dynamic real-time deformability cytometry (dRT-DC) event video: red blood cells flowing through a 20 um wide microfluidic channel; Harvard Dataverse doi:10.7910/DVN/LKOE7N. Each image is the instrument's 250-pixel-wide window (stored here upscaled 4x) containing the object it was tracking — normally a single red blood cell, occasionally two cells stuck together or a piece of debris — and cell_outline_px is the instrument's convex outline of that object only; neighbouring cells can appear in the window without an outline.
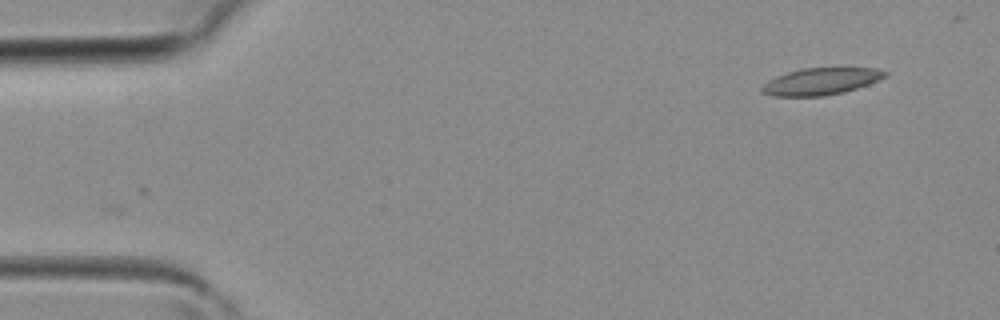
{"species": "common noctule bat (a hibernating species)", "species_latin": "Nyctalus noctula", "temperature_condition": "room temperature", "stored_images_in_passage": 2, "camera_frame_rate_fps": 3000, "um_per_image_px": 0.085, "animal": {"sex": "female", "body_mass_g": 19.3, "forearm_length_mm": 54.1}, "frame": {"image": 1, "passage_image": 2, "time_ms": 0.333, "image_size_px": [1000, 320], "cell_outline_px": [[888, 76], [868, 84], [844, 92], [824, 96], [772, 96], [760, 92], [760, 88], [768, 80], [776, 76], [800, 68], [840, 64], [876, 68], [888, 72]], "centroid_in_image_um": [69.84, 6.85], "position_along_channel_um": 15.2, "area_um2": 20.46}}